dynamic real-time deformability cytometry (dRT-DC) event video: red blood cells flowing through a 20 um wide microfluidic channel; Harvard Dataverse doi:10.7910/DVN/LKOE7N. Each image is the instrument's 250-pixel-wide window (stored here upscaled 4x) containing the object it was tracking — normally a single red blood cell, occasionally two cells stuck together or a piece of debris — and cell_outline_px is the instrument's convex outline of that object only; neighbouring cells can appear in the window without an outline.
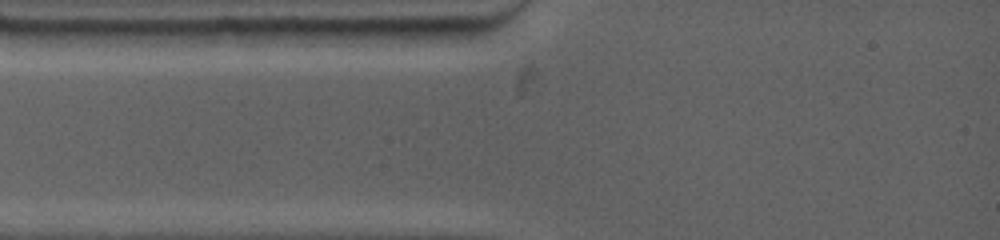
{"species": "common noctule bat (a hibernating species)", "species_latin": "Nyctalus noctula", "temperature_condition": "warm", "stored_images_in_passage": 2, "segment_of_instrument_passage": [1, 2], "camera_frame_rate_fps": 4500, "um_per_image_px": 0.085, "animal": {"sex": "female", "body_mass_g": 19.0, "forearm_length_mm": 53.3}, "frame": {"image": 1, "passage_image": 1, "time_ms": 0.0, "image_size_px": [1000, 240], "cell_outline_px": [[184, 32], [120, 44], [60, 44], [32, 32], [68, 28], [128, 28]], "centroid_in_image_um": [8.6, 3.01], "position_along_channel_um": 76.4, "area_um2": 12.25}}